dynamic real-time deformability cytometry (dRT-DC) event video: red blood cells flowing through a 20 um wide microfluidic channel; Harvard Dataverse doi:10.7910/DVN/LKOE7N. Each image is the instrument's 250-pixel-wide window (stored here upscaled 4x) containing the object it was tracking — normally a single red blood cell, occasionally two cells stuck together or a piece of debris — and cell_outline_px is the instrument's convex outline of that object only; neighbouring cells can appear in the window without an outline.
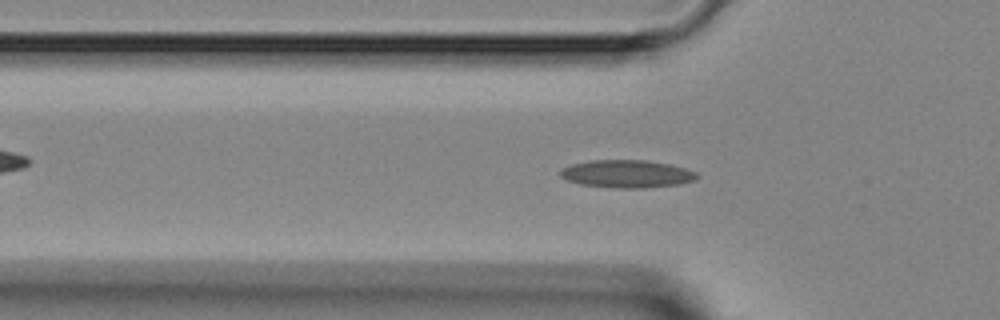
{"species": "Egyptian fruit bat (a non-hibernating species)", "species_latin": "Rousettus aegyptiacus", "temperature_condition": "room temperature", "stored_images_in_passage": 35, "camera_frame_rate_fps": 3000, "um_per_image_px": 0.085, "animal": {"sex": "female"}, "frame": {"image": 1, "passage_image": 13, "time_ms": 4.0, "image_size_px": [1000, 320], "cell_outline_px": [[700, 176], [692, 180], [676, 184], [644, 188], [612, 188], [580, 184], [568, 180], [560, 176], [560, 168], [572, 164], [588, 160], [644, 160], [668, 164], [684, 168], [696, 172]], "centroid_in_image_um": [53.23, 14.77], "position_along_channel_um": 72.6, "area_um2": 21.96}}
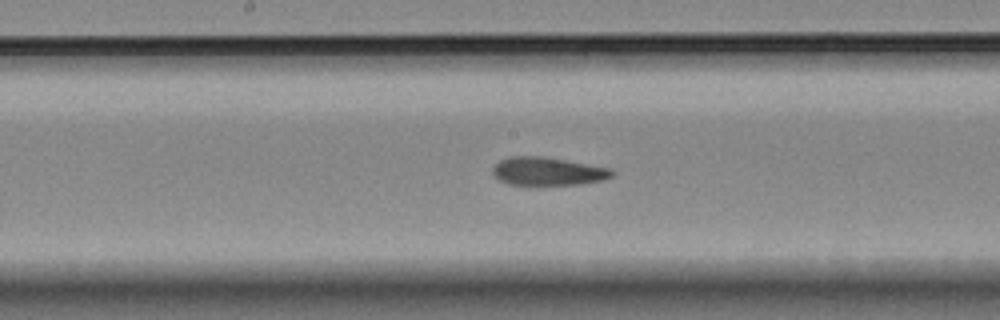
{"frame": {"image": 2, "passage_image": 22, "time_ms": 7.0, "image_size_px": [1000, 320], "cell_outline_px": [[616, 172], [612, 176], [604, 180], [580, 184], [508, 184], [500, 180], [492, 172], [492, 168], [500, 160], [512, 156], [544, 156], [612, 168]], "centroid_in_image_um": [46.61, 14.55], "position_along_channel_um": 201.6, "area_um2": 19.54}}
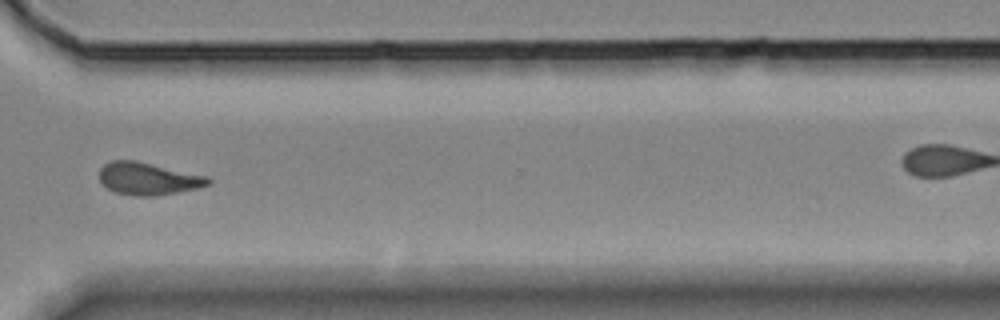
{"frame": {"image": 3, "passage_image": 33, "time_ms": 10.667, "image_size_px": [1000, 320], "cell_outline_px": [[212, 184], [196, 188], [156, 196], [132, 196], [116, 192], [108, 188], [100, 180], [100, 168], [104, 164], [112, 160], [136, 160], [208, 176], [212, 180]], "centroid_in_image_um": [12.61, 15.18], "position_along_channel_um": 358.0, "area_um2": 20.58}}